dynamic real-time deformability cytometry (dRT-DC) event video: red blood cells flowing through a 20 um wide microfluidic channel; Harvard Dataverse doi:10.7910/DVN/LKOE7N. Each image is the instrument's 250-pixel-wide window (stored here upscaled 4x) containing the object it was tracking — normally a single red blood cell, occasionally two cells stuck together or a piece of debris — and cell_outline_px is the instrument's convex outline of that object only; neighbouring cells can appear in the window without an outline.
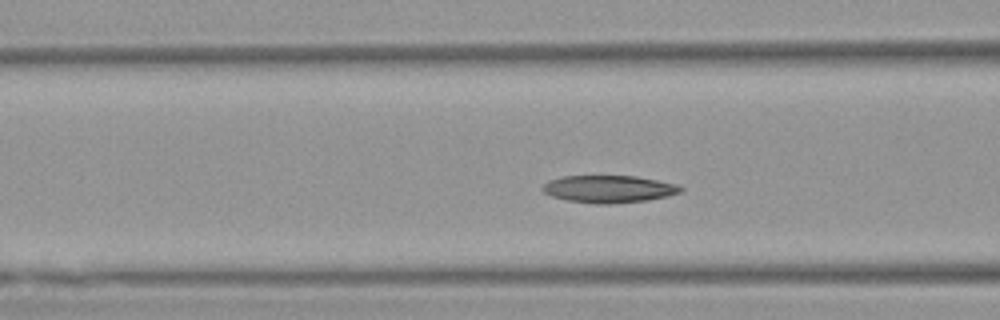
{"species": "Egyptian fruit bat (a non-hibernating species)", "species_latin": "Rousettus aegyptiacus", "temperature_condition": "warm", "stored_images_in_passage": 48, "camera_frame_rate_fps": 3000, "um_per_image_px": 0.085, "animal": {"sex": "female"}, "frame": {"image": 1, "passage_image": 15, "time_ms": 4.667, "image_size_px": [1000, 320], "cell_outline_px": [[684, 188], [680, 192], [668, 196], [648, 200], [612, 204], [596, 204], [568, 200], [552, 196], [544, 192], [540, 188], [548, 180], [564, 176], [636, 176], [680, 184]], "centroid_in_image_um": [51.78, 16.06], "position_along_channel_um": 114.8, "area_um2": 22.14}}
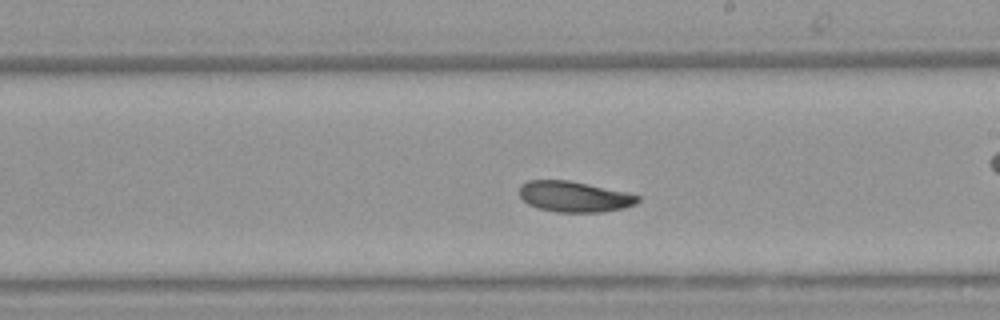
{"frame": {"image": 2, "passage_image": 25, "time_ms": 8.0, "image_size_px": [1000, 320], "cell_outline_px": [[640, 200], [636, 204], [624, 208], [604, 212], [556, 212], [536, 208], [528, 204], [520, 196], [520, 184], [528, 180], [568, 180], [588, 184], [624, 192], [640, 196]], "centroid_in_image_um": [48.79, 16.72], "position_along_channel_um": 240.2, "area_um2": 21.21}}
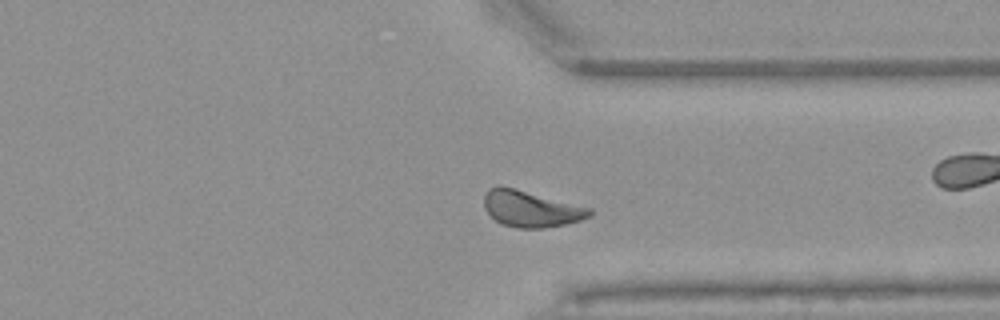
{"frame": {"image": 3, "passage_image": 35, "time_ms": 11.333, "image_size_px": [1000, 320], "cell_outline_px": [[592, 216], [580, 220], [564, 224], [544, 228], [516, 228], [500, 224], [484, 208], [484, 196], [488, 188], [500, 184], [592, 208]], "centroid_in_image_um": [45.11, 17.74], "position_along_channel_um": 366.3, "area_um2": 22.48}, "authors_computed_cell_mechanics": {"area_um2": 22.1085, "velocity_mm_per_s": 3.782, "shape_relaxation_time_tau1_ms": 3.8258, "shape_relaxation_time_tau2_ms": null, "deformation_change_tau1": 0.1124, "deformation_change_tau2": null}}